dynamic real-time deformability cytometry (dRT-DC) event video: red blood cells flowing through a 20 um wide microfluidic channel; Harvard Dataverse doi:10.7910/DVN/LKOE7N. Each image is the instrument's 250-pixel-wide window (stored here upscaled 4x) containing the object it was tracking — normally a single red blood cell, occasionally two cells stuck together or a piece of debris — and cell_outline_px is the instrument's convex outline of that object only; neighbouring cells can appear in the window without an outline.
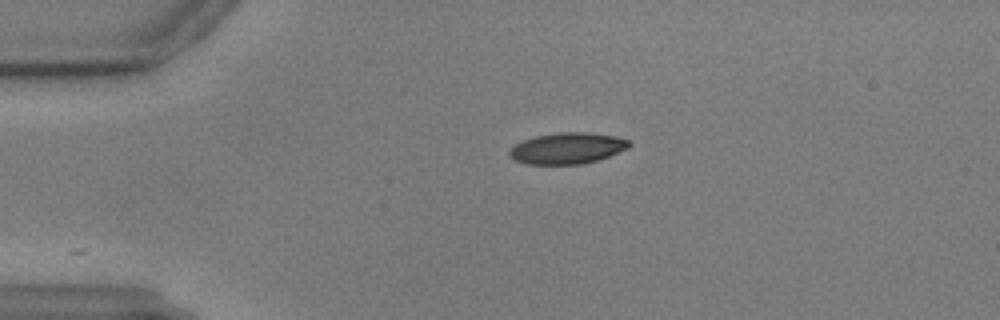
{"species": "common noctule bat (a hibernating species)", "species_latin": "Nyctalus noctula", "temperature_condition": "warm", "stored_images_in_passage": 21, "camera_frame_rate_fps": 3000, "um_per_image_px": 0.085, "animal": {"sex": "male", "body_mass_g": 17.9, "forearm_length_mm": 54.2}, "frame": {"image": 1, "passage_image": 1, "time_ms": 0.0, "image_size_px": [1000, 320], "cell_outline_px": [[632, 144], [628, 148], [608, 156], [596, 160], [580, 164], [524, 164], [508, 156], [508, 152], [516, 144], [524, 140], [536, 136], [560, 132], [588, 132], [616, 136], [628, 140]], "centroid_in_image_um": [48.22, 12.6], "position_along_channel_um": 36.8, "area_um2": 21.62}}
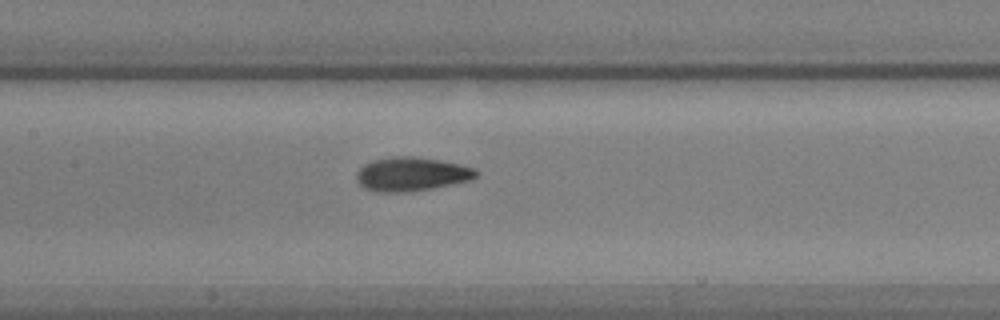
{"frame": {"image": 2, "passage_image": 16, "time_ms": 5.0, "image_size_px": [1000, 320], "cell_outline_px": [[480, 172], [472, 180], [412, 192], [376, 192], [364, 188], [356, 180], [356, 172], [364, 164], [372, 160], [392, 156], [412, 156], [440, 160], [460, 164], [476, 168]], "centroid_in_image_um": [34.98, 14.8], "position_along_channel_um": 172.4, "area_um2": 23.93}}
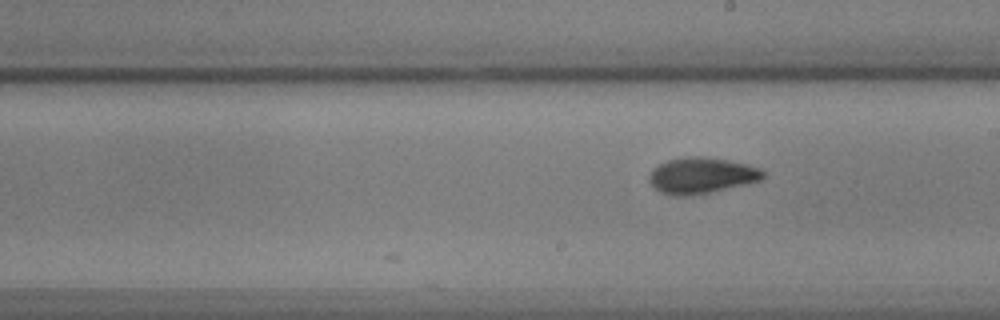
{"frame": {"image": 3, "passage_image": 21, "time_ms": 6.667, "image_size_px": [1000, 320], "cell_outline_px": [[764, 176], [760, 180], [712, 192], [692, 196], [672, 196], [660, 192], [648, 180], [648, 176], [652, 168], [668, 160], [696, 156], [700, 156], [728, 160], [748, 164], [760, 168], [764, 172]], "centroid_in_image_um": [59.61, 14.93], "position_along_channel_um": 229.4, "area_um2": 23.87}}